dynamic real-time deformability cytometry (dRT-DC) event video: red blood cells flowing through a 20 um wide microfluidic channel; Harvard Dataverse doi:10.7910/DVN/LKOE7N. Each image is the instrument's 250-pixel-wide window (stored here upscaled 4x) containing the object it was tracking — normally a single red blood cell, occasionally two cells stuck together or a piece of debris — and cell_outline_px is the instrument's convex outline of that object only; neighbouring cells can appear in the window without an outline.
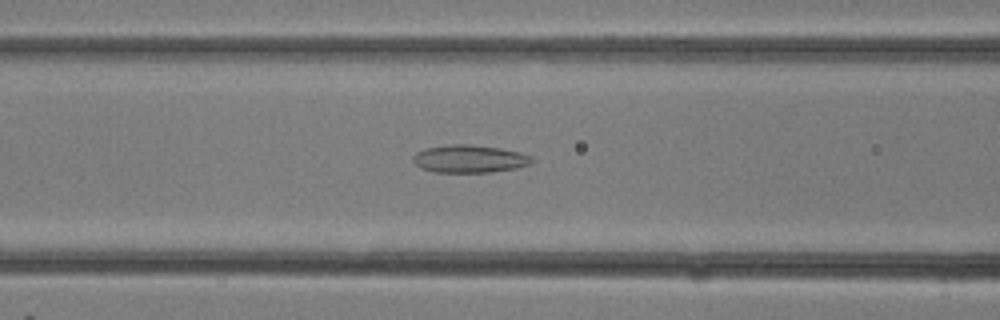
{"species": "common noctule bat (a hibernating species)", "species_latin": "Nyctalus noctula", "temperature_condition": "room temperature", "stored_images_in_passage": 30, "camera_frame_rate_fps": 3000, "um_per_image_px": 0.085, "animal": {"sex": "female"}, "frame": {"image": 1, "passage_image": 12, "time_ms": 3.667, "image_size_px": [1000, 320], "cell_outline_px": [[532, 160], [528, 164], [516, 168], [492, 172], [432, 172], [420, 168], [412, 160], [412, 156], [416, 152], [424, 148], [448, 144], [468, 144], [500, 148], [520, 152], [532, 156]], "centroid_in_image_um": [39.85, 13.49], "position_along_channel_um": 126.8, "area_um2": 19.31}}
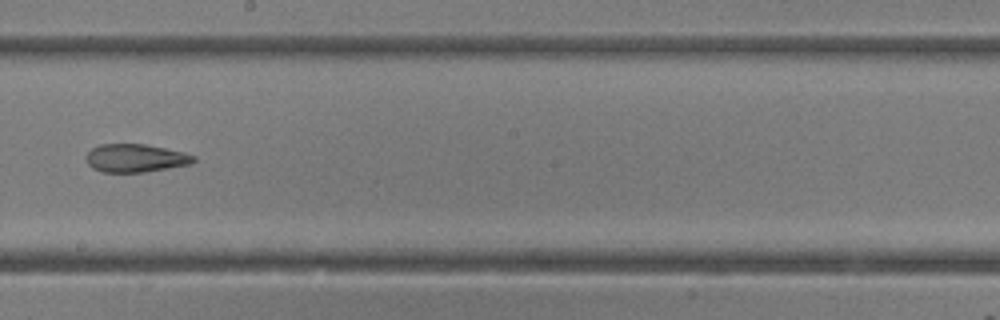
{"frame": {"image": 2, "passage_image": 17, "time_ms": 5.333, "image_size_px": [1000, 320], "cell_outline_px": [[196, 160], [192, 164], [144, 172], [104, 172], [92, 168], [88, 164], [84, 156], [92, 148], [100, 144], [144, 144], [184, 152], [196, 156]], "centroid_in_image_um": [11.52, 13.44], "position_along_channel_um": 236.7, "area_um2": 17.69}}
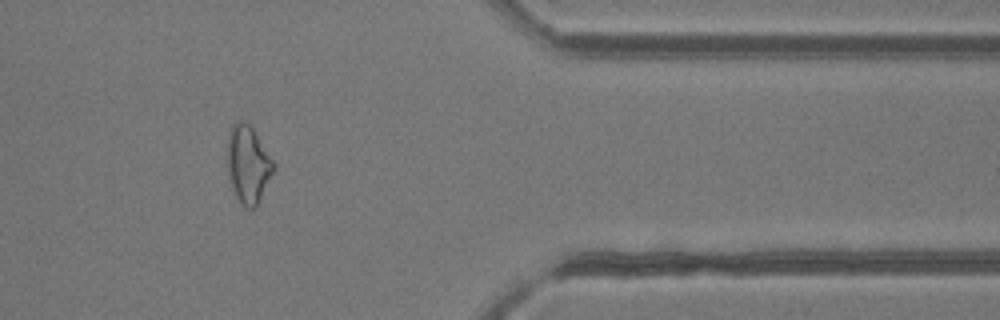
{"frame": {"image": 3, "passage_image": 25, "time_ms": 8.0, "image_size_px": [1000, 320], "cell_outline_px": [[276, 168], [256, 208], [244, 208], [240, 204], [232, 188], [228, 176], [228, 132], [232, 124], [236, 120], [240, 120], [248, 124], [252, 128], [276, 164]], "centroid_in_image_um": [21.1, 14.0], "position_along_channel_um": 390.3, "area_um2": 21.04}}